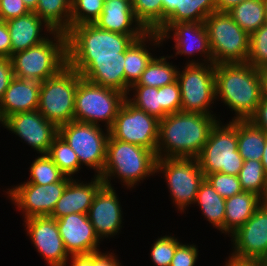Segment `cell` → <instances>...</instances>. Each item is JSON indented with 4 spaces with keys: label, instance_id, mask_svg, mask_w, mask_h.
<instances>
[{
    "label": "cell",
    "instance_id": "e575fe53",
    "mask_svg": "<svg viewBox=\"0 0 267 266\" xmlns=\"http://www.w3.org/2000/svg\"><path fill=\"white\" fill-rule=\"evenodd\" d=\"M238 179L243 191L255 193L267 201V174L261 161L245 160Z\"/></svg>",
    "mask_w": 267,
    "mask_h": 266
},
{
    "label": "cell",
    "instance_id": "484cf974",
    "mask_svg": "<svg viewBox=\"0 0 267 266\" xmlns=\"http://www.w3.org/2000/svg\"><path fill=\"white\" fill-rule=\"evenodd\" d=\"M263 202L260 196L246 191L225 199L224 233H235Z\"/></svg>",
    "mask_w": 267,
    "mask_h": 266
},
{
    "label": "cell",
    "instance_id": "5b68a950",
    "mask_svg": "<svg viewBox=\"0 0 267 266\" xmlns=\"http://www.w3.org/2000/svg\"><path fill=\"white\" fill-rule=\"evenodd\" d=\"M51 37L12 54L10 59L14 77L41 83L68 65L66 33L54 31Z\"/></svg>",
    "mask_w": 267,
    "mask_h": 266
},
{
    "label": "cell",
    "instance_id": "44dd1931",
    "mask_svg": "<svg viewBox=\"0 0 267 266\" xmlns=\"http://www.w3.org/2000/svg\"><path fill=\"white\" fill-rule=\"evenodd\" d=\"M83 182L74 178L68 182L50 217L59 219L72 213L88 214L94 197L104 186V182L97 175H94L91 182Z\"/></svg>",
    "mask_w": 267,
    "mask_h": 266
},
{
    "label": "cell",
    "instance_id": "5bb4252c",
    "mask_svg": "<svg viewBox=\"0 0 267 266\" xmlns=\"http://www.w3.org/2000/svg\"><path fill=\"white\" fill-rule=\"evenodd\" d=\"M72 178L65 176L60 182L39 185L23 183L6 192L25 219L50 216Z\"/></svg>",
    "mask_w": 267,
    "mask_h": 266
},
{
    "label": "cell",
    "instance_id": "7402d4cb",
    "mask_svg": "<svg viewBox=\"0 0 267 266\" xmlns=\"http://www.w3.org/2000/svg\"><path fill=\"white\" fill-rule=\"evenodd\" d=\"M94 24L100 29L123 35L148 33L136 18L132 4L124 0H105L103 11Z\"/></svg>",
    "mask_w": 267,
    "mask_h": 266
},
{
    "label": "cell",
    "instance_id": "c3c4849f",
    "mask_svg": "<svg viewBox=\"0 0 267 266\" xmlns=\"http://www.w3.org/2000/svg\"><path fill=\"white\" fill-rule=\"evenodd\" d=\"M11 57V39L5 21L0 23V58Z\"/></svg>",
    "mask_w": 267,
    "mask_h": 266
},
{
    "label": "cell",
    "instance_id": "680465c9",
    "mask_svg": "<svg viewBox=\"0 0 267 266\" xmlns=\"http://www.w3.org/2000/svg\"><path fill=\"white\" fill-rule=\"evenodd\" d=\"M263 1L265 4V17H266L265 24H267V0H263Z\"/></svg>",
    "mask_w": 267,
    "mask_h": 266
},
{
    "label": "cell",
    "instance_id": "db71d44e",
    "mask_svg": "<svg viewBox=\"0 0 267 266\" xmlns=\"http://www.w3.org/2000/svg\"><path fill=\"white\" fill-rule=\"evenodd\" d=\"M262 158H261V162L262 165L264 167V170L267 174V132H265V147H264V151L262 153Z\"/></svg>",
    "mask_w": 267,
    "mask_h": 266
},
{
    "label": "cell",
    "instance_id": "7c38bea8",
    "mask_svg": "<svg viewBox=\"0 0 267 266\" xmlns=\"http://www.w3.org/2000/svg\"><path fill=\"white\" fill-rule=\"evenodd\" d=\"M105 131L98 125L77 121L59 126V135L77 154L80 165L95 170V176L102 174L106 161L109 130Z\"/></svg>",
    "mask_w": 267,
    "mask_h": 266
},
{
    "label": "cell",
    "instance_id": "6da1fadb",
    "mask_svg": "<svg viewBox=\"0 0 267 266\" xmlns=\"http://www.w3.org/2000/svg\"><path fill=\"white\" fill-rule=\"evenodd\" d=\"M216 119L214 114L179 111L159 120L157 158H197Z\"/></svg>",
    "mask_w": 267,
    "mask_h": 266
},
{
    "label": "cell",
    "instance_id": "8d00e7d4",
    "mask_svg": "<svg viewBox=\"0 0 267 266\" xmlns=\"http://www.w3.org/2000/svg\"><path fill=\"white\" fill-rule=\"evenodd\" d=\"M132 90H134L133 98L127 95L126 100L134 107L161 120L160 88L131 85L129 92Z\"/></svg>",
    "mask_w": 267,
    "mask_h": 266
},
{
    "label": "cell",
    "instance_id": "681fc988",
    "mask_svg": "<svg viewBox=\"0 0 267 266\" xmlns=\"http://www.w3.org/2000/svg\"><path fill=\"white\" fill-rule=\"evenodd\" d=\"M113 253L93 252V266H122Z\"/></svg>",
    "mask_w": 267,
    "mask_h": 266
},
{
    "label": "cell",
    "instance_id": "52a82bcc",
    "mask_svg": "<svg viewBox=\"0 0 267 266\" xmlns=\"http://www.w3.org/2000/svg\"><path fill=\"white\" fill-rule=\"evenodd\" d=\"M125 100L124 93L91 83L78 73L74 121L98 126L104 121L109 130Z\"/></svg>",
    "mask_w": 267,
    "mask_h": 266
},
{
    "label": "cell",
    "instance_id": "d6986e66",
    "mask_svg": "<svg viewBox=\"0 0 267 266\" xmlns=\"http://www.w3.org/2000/svg\"><path fill=\"white\" fill-rule=\"evenodd\" d=\"M60 236L69 255L100 251V240L87 214L72 213L56 219Z\"/></svg>",
    "mask_w": 267,
    "mask_h": 266
},
{
    "label": "cell",
    "instance_id": "6f0895ef",
    "mask_svg": "<svg viewBox=\"0 0 267 266\" xmlns=\"http://www.w3.org/2000/svg\"><path fill=\"white\" fill-rule=\"evenodd\" d=\"M260 266H267V252L257 262Z\"/></svg>",
    "mask_w": 267,
    "mask_h": 266
},
{
    "label": "cell",
    "instance_id": "d590c367",
    "mask_svg": "<svg viewBox=\"0 0 267 266\" xmlns=\"http://www.w3.org/2000/svg\"><path fill=\"white\" fill-rule=\"evenodd\" d=\"M47 155L67 177L73 178L74 174L79 172L82 167L77 154L59 134L50 145Z\"/></svg>",
    "mask_w": 267,
    "mask_h": 266
},
{
    "label": "cell",
    "instance_id": "8992f818",
    "mask_svg": "<svg viewBox=\"0 0 267 266\" xmlns=\"http://www.w3.org/2000/svg\"><path fill=\"white\" fill-rule=\"evenodd\" d=\"M220 121L211 129L197 160L204 176L216 172L238 176L244 159L237 149V120L225 125Z\"/></svg>",
    "mask_w": 267,
    "mask_h": 266
},
{
    "label": "cell",
    "instance_id": "603a6c76",
    "mask_svg": "<svg viewBox=\"0 0 267 266\" xmlns=\"http://www.w3.org/2000/svg\"><path fill=\"white\" fill-rule=\"evenodd\" d=\"M6 24L11 39V56L16 52L26 50L45 41L48 38V35L47 37L42 36L43 33L41 32L44 28V31H47L50 35L54 32L33 11L23 16L10 19L6 21Z\"/></svg>",
    "mask_w": 267,
    "mask_h": 266
},
{
    "label": "cell",
    "instance_id": "91938a15",
    "mask_svg": "<svg viewBox=\"0 0 267 266\" xmlns=\"http://www.w3.org/2000/svg\"><path fill=\"white\" fill-rule=\"evenodd\" d=\"M4 119H3V117L1 116V112H0V124H2V126L4 127Z\"/></svg>",
    "mask_w": 267,
    "mask_h": 266
},
{
    "label": "cell",
    "instance_id": "e0dca14e",
    "mask_svg": "<svg viewBox=\"0 0 267 266\" xmlns=\"http://www.w3.org/2000/svg\"><path fill=\"white\" fill-rule=\"evenodd\" d=\"M27 236L49 266H66L70 255L64 247L56 219L50 216L24 219Z\"/></svg>",
    "mask_w": 267,
    "mask_h": 266
},
{
    "label": "cell",
    "instance_id": "4316f807",
    "mask_svg": "<svg viewBox=\"0 0 267 266\" xmlns=\"http://www.w3.org/2000/svg\"><path fill=\"white\" fill-rule=\"evenodd\" d=\"M79 75L91 83L125 94L124 60L91 61Z\"/></svg>",
    "mask_w": 267,
    "mask_h": 266
},
{
    "label": "cell",
    "instance_id": "8fae6325",
    "mask_svg": "<svg viewBox=\"0 0 267 266\" xmlns=\"http://www.w3.org/2000/svg\"><path fill=\"white\" fill-rule=\"evenodd\" d=\"M158 172L164 174L177 210L182 213L187 210L186 207L195 203L199 186L205 179L197 158H158Z\"/></svg>",
    "mask_w": 267,
    "mask_h": 266
},
{
    "label": "cell",
    "instance_id": "9f6ffc18",
    "mask_svg": "<svg viewBox=\"0 0 267 266\" xmlns=\"http://www.w3.org/2000/svg\"><path fill=\"white\" fill-rule=\"evenodd\" d=\"M30 11H34L37 7L38 0H22Z\"/></svg>",
    "mask_w": 267,
    "mask_h": 266
},
{
    "label": "cell",
    "instance_id": "d4e9b609",
    "mask_svg": "<svg viewBox=\"0 0 267 266\" xmlns=\"http://www.w3.org/2000/svg\"><path fill=\"white\" fill-rule=\"evenodd\" d=\"M148 39V40H147ZM152 41L154 46L163 44L161 35L158 32H148L143 37L135 40L125 52L124 72H125V95H130L129 88L137 83L148 63L154 57L147 49L146 43ZM146 42V43H145Z\"/></svg>",
    "mask_w": 267,
    "mask_h": 266
},
{
    "label": "cell",
    "instance_id": "b9f144b4",
    "mask_svg": "<svg viewBox=\"0 0 267 266\" xmlns=\"http://www.w3.org/2000/svg\"><path fill=\"white\" fill-rule=\"evenodd\" d=\"M205 179L212 185L215 191L225 199L231 198L243 191L238 176L235 175L216 172L207 174Z\"/></svg>",
    "mask_w": 267,
    "mask_h": 266
},
{
    "label": "cell",
    "instance_id": "f35d334b",
    "mask_svg": "<svg viewBox=\"0 0 267 266\" xmlns=\"http://www.w3.org/2000/svg\"><path fill=\"white\" fill-rule=\"evenodd\" d=\"M105 0H72L70 29L82 24H94L103 11Z\"/></svg>",
    "mask_w": 267,
    "mask_h": 266
},
{
    "label": "cell",
    "instance_id": "f1b7e54d",
    "mask_svg": "<svg viewBox=\"0 0 267 266\" xmlns=\"http://www.w3.org/2000/svg\"><path fill=\"white\" fill-rule=\"evenodd\" d=\"M194 204L200 206L207 221L224 233L225 198L219 195L206 179L199 186Z\"/></svg>",
    "mask_w": 267,
    "mask_h": 266
},
{
    "label": "cell",
    "instance_id": "2e32d148",
    "mask_svg": "<svg viewBox=\"0 0 267 266\" xmlns=\"http://www.w3.org/2000/svg\"><path fill=\"white\" fill-rule=\"evenodd\" d=\"M4 127L40 154H48L50 145L59 134V127L38 110L12 114L5 119Z\"/></svg>",
    "mask_w": 267,
    "mask_h": 266
},
{
    "label": "cell",
    "instance_id": "7bdbcfd3",
    "mask_svg": "<svg viewBox=\"0 0 267 266\" xmlns=\"http://www.w3.org/2000/svg\"><path fill=\"white\" fill-rule=\"evenodd\" d=\"M161 119L181 110V92L178 81L160 87Z\"/></svg>",
    "mask_w": 267,
    "mask_h": 266
},
{
    "label": "cell",
    "instance_id": "4dcf8cb0",
    "mask_svg": "<svg viewBox=\"0 0 267 266\" xmlns=\"http://www.w3.org/2000/svg\"><path fill=\"white\" fill-rule=\"evenodd\" d=\"M72 0H38L36 13L53 31L70 30Z\"/></svg>",
    "mask_w": 267,
    "mask_h": 266
},
{
    "label": "cell",
    "instance_id": "ab89813d",
    "mask_svg": "<svg viewBox=\"0 0 267 266\" xmlns=\"http://www.w3.org/2000/svg\"><path fill=\"white\" fill-rule=\"evenodd\" d=\"M247 63L259 70L267 67V24L250 35Z\"/></svg>",
    "mask_w": 267,
    "mask_h": 266
},
{
    "label": "cell",
    "instance_id": "60d3db41",
    "mask_svg": "<svg viewBox=\"0 0 267 266\" xmlns=\"http://www.w3.org/2000/svg\"><path fill=\"white\" fill-rule=\"evenodd\" d=\"M174 236H161L156 239L150 250L152 262L157 266H170L176 248L181 244Z\"/></svg>",
    "mask_w": 267,
    "mask_h": 266
},
{
    "label": "cell",
    "instance_id": "11a10c76",
    "mask_svg": "<svg viewBox=\"0 0 267 266\" xmlns=\"http://www.w3.org/2000/svg\"><path fill=\"white\" fill-rule=\"evenodd\" d=\"M260 71L263 78V95L267 97V67Z\"/></svg>",
    "mask_w": 267,
    "mask_h": 266
},
{
    "label": "cell",
    "instance_id": "f907efd6",
    "mask_svg": "<svg viewBox=\"0 0 267 266\" xmlns=\"http://www.w3.org/2000/svg\"><path fill=\"white\" fill-rule=\"evenodd\" d=\"M71 266H93V253L70 255Z\"/></svg>",
    "mask_w": 267,
    "mask_h": 266
},
{
    "label": "cell",
    "instance_id": "9c48e42d",
    "mask_svg": "<svg viewBox=\"0 0 267 266\" xmlns=\"http://www.w3.org/2000/svg\"><path fill=\"white\" fill-rule=\"evenodd\" d=\"M78 72L69 65L41 82L38 111L58 127L74 121Z\"/></svg>",
    "mask_w": 267,
    "mask_h": 266
},
{
    "label": "cell",
    "instance_id": "f546056e",
    "mask_svg": "<svg viewBox=\"0 0 267 266\" xmlns=\"http://www.w3.org/2000/svg\"><path fill=\"white\" fill-rule=\"evenodd\" d=\"M237 149L245 160L261 161L265 147V132L250 120H237Z\"/></svg>",
    "mask_w": 267,
    "mask_h": 266
},
{
    "label": "cell",
    "instance_id": "cb8c5ba5",
    "mask_svg": "<svg viewBox=\"0 0 267 266\" xmlns=\"http://www.w3.org/2000/svg\"><path fill=\"white\" fill-rule=\"evenodd\" d=\"M41 83L14 77L0 100L1 116L38 109Z\"/></svg>",
    "mask_w": 267,
    "mask_h": 266
},
{
    "label": "cell",
    "instance_id": "7dc6e473",
    "mask_svg": "<svg viewBox=\"0 0 267 266\" xmlns=\"http://www.w3.org/2000/svg\"><path fill=\"white\" fill-rule=\"evenodd\" d=\"M255 126L267 132V97L262 96V99L257 106L253 116L249 119Z\"/></svg>",
    "mask_w": 267,
    "mask_h": 266
},
{
    "label": "cell",
    "instance_id": "f6af8a7d",
    "mask_svg": "<svg viewBox=\"0 0 267 266\" xmlns=\"http://www.w3.org/2000/svg\"><path fill=\"white\" fill-rule=\"evenodd\" d=\"M31 12L22 0H0V14L3 21H8Z\"/></svg>",
    "mask_w": 267,
    "mask_h": 266
},
{
    "label": "cell",
    "instance_id": "816d5d0a",
    "mask_svg": "<svg viewBox=\"0 0 267 266\" xmlns=\"http://www.w3.org/2000/svg\"><path fill=\"white\" fill-rule=\"evenodd\" d=\"M243 1L246 0H215L216 12H228Z\"/></svg>",
    "mask_w": 267,
    "mask_h": 266
},
{
    "label": "cell",
    "instance_id": "ee69618b",
    "mask_svg": "<svg viewBox=\"0 0 267 266\" xmlns=\"http://www.w3.org/2000/svg\"><path fill=\"white\" fill-rule=\"evenodd\" d=\"M198 258V249L194 244L181 243L175 251L170 266H195Z\"/></svg>",
    "mask_w": 267,
    "mask_h": 266
},
{
    "label": "cell",
    "instance_id": "d6a6232c",
    "mask_svg": "<svg viewBox=\"0 0 267 266\" xmlns=\"http://www.w3.org/2000/svg\"><path fill=\"white\" fill-rule=\"evenodd\" d=\"M232 19L250 36L265 24L263 0H246L227 12Z\"/></svg>",
    "mask_w": 267,
    "mask_h": 266
},
{
    "label": "cell",
    "instance_id": "ac0fdd59",
    "mask_svg": "<svg viewBox=\"0 0 267 266\" xmlns=\"http://www.w3.org/2000/svg\"><path fill=\"white\" fill-rule=\"evenodd\" d=\"M175 42L176 55L191 56L194 53L204 54L203 63L213 64L208 33L204 22L164 23L156 32L161 35L162 41L170 38V32Z\"/></svg>",
    "mask_w": 267,
    "mask_h": 266
},
{
    "label": "cell",
    "instance_id": "4fadbf2b",
    "mask_svg": "<svg viewBox=\"0 0 267 266\" xmlns=\"http://www.w3.org/2000/svg\"><path fill=\"white\" fill-rule=\"evenodd\" d=\"M159 120L125 100L118 111L109 135L123 142L157 152Z\"/></svg>",
    "mask_w": 267,
    "mask_h": 266
},
{
    "label": "cell",
    "instance_id": "277c9868",
    "mask_svg": "<svg viewBox=\"0 0 267 266\" xmlns=\"http://www.w3.org/2000/svg\"><path fill=\"white\" fill-rule=\"evenodd\" d=\"M156 153L139 145L120 141L110 135L106 146V161L100 175L104 186L112 188V177L134 188L141 180L156 173Z\"/></svg>",
    "mask_w": 267,
    "mask_h": 266
},
{
    "label": "cell",
    "instance_id": "83f0119b",
    "mask_svg": "<svg viewBox=\"0 0 267 266\" xmlns=\"http://www.w3.org/2000/svg\"><path fill=\"white\" fill-rule=\"evenodd\" d=\"M132 8L143 27L156 32L175 9V0H133Z\"/></svg>",
    "mask_w": 267,
    "mask_h": 266
},
{
    "label": "cell",
    "instance_id": "ba28073f",
    "mask_svg": "<svg viewBox=\"0 0 267 266\" xmlns=\"http://www.w3.org/2000/svg\"><path fill=\"white\" fill-rule=\"evenodd\" d=\"M204 24L213 64L247 63L250 36L227 12H213Z\"/></svg>",
    "mask_w": 267,
    "mask_h": 266
},
{
    "label": "cell",
    "instance_id": "ffe728a7",
    "mask_svg": "<svg viewBox=\"0 0 267 266\" xmlns=\"http://www.w3.org/2000/svg\"><path fill=\"white\" fill-rule=\"evenodd\" d=\"M117 196L114 187L103 186L89 208L87 215L99 239L113 237L122 228L123 213Z\"/></svg>",
    "mask_w": 267,
    "mask_h": 266
},
{
    "label": "cell",
    "instance_id": "30bf717a",
    "mask_svg": "<svg viewBox=\"0 0 267 266\" xmlns=\"http://www.w3.org/2000/svg\"><path fill=\"white\" fill-rule=\"evenodd\" d=\"M177 81L181 92L180 111L212 113L211 104L216 101L214 64L188 60L182 71L178 69Z\"/></svg>",
    "mask_w": 267,
    "mask_h": 266
},
{
    "label": "cell",
    "instance_id": "bcb514c9",
    "mask_svg": "<svg viewBox=\"0 0 267 266\" xmlns=\"http://www.w3.org/2000/svg\"><path fill=\"white\" fill-rule=\"evenodd\" d=\"M14 78L12 62L10 58H0V100L11 80Z\"/></svg>",
    "mask_w": 267,
    "mask_h": 266
},
{
    "label": "cell",
    "instance_id": "9a60e30c",
    "mask_svg": "<svg viewBox=\"0 0 267 266\" xmlns=\"http://www.w3.org/2000/svg\"><path fill=\"white\" fill-rule=\"evenodd\" d=\"M230 237L234 249L229 259L258 262L267 252V201Z\"/></svg>",
    "mask_w": 267,
    "mask_h": 266
},
{
    "label": "cell",
    "instance_id": "74e56055",
    "mask_svg": "<svg viewBox=\"0 0 267 266\" xmlns=\"http://www.w3.org/2000/svg\"><path fill=\"white\" fill-rule=\"evenodd\" d=\"M30 178L24 183L47 185L60 182L65 175L47 154H41L30 166Z\"/></svg>",
    "mask_w": 267,
    "mask_h": 266
},
{
    "label": "cell",
    "instance_id": "7a4b0ae2",
    "mask_svg": "<svg viewBox=\"0 0 267 266\" xmlns=\"http://www.w3.org/2000/svg\"><path fill=\"white\" fill-rule=\"evenodd\" d=\"M68 65L80 73L91 61L125 60L131 44L144 35H123L95 24L73 26L67 33Z\"/></svg>",
    "mask_w": 267,
    "mask_h": 266
},
{
    "label": "cell",
    "instance_id": "94428289",
    "mask_svg": "<svg viewBox=\"0 0 267 266\" xmlns=\"http://www.w3.org/2000/svg\"><path fill=\"white\" fill-rule=\"evenodd\" d=\"M124 1H128V2H130L131 4H132V2H133V0H124Z\"/></svg>",
    "mask_w": 267,
    "mask_h": 266
},
{
    "label": "cell",
    "instance_id": "836d02e7",
    "mask_svg": "<svg viewBox=\"0 0 267 266\" xmlns=\"http://www.w3.org/2000/svg\"><path fill=\"white\" fill-rule=\"evenodd\" d=\"M166 57H153L146 66L141 78L133 85L160 88L175 82L177 80L178 69L180 68H177L176 66L172 65V63L167 62V59H170V57L173 56Z\"/></svg>",
    "mask_w": 267,
    "mask_h": 266
},
{
    "label": "cell",
    "instance_id": "f5cc1de1",
    "mask_svg": "<svg viewBox=\"0 0 267 266\" xmlns=\"http://www.w3.org/2000/svg\"><path fill=\"white\" fill-rule=\"evenodd\" d=\"M225 266H260L257 262H239L228 259Z\"/></svg>",
    "mask_w": 267,
    "mask_h": 266
},
{
    "label": "cell",
    "instance_id": "1f68e13d",
    "mask_svg": "<svg viewBox=\"0 0 267 266\" xmlns=\"http://www.w3.org/2000/svg\"><path fill=\"white\" fill-rule=\"evenodd\" d=\"M216 12L215 0H175V9L164 23L204 22Z\"/></svg>",
    "mask_w": 267,
    "mask_h": 266
},
{
    "label": "cell",
    "instance_id": "3957f363",
    "mask_svg": "<svg viewBox=\"0 0 267 266\" xmlns=\"http://www.w3.org/2000/svg\"><path fill=\"white\" fill-rule=\"evenodd\" d=\"M216 100L235 112L232 121L249 120L263 96L261 71L248 63L215 65Z\"/></svg>",
    "mask_w": 267,
    "mask_h": 266
}]
</instances>
